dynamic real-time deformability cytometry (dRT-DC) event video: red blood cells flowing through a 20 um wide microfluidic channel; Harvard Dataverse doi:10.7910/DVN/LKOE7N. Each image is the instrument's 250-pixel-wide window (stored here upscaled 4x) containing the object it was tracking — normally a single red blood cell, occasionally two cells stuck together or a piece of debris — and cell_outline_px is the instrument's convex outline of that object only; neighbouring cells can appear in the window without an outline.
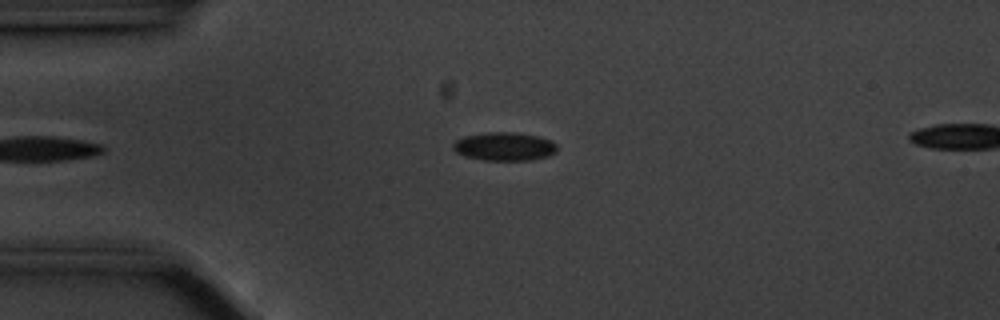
{"species": "common noctule bat (a hibernating species)", "species_latin": "Nyctalus noctula", "temperature_condition": "cold", "stored_images_in_passage": 52, "camera_frame_rate_fps": 3000, "um_per_image_px": 0.085, "animal": {"sex": "male", "body_mass_g": 20.1, "forearm_length_mm": 53.5}, "frame": {"image": 1, "passage_image": 9, "time_ms": 2.667, "image_size_px": [1000, 320], "cell_outline_px": [[556, 152], [548, 156], [532, 160], [484, 160], [464, 156], [456, 152], [452, 148], [452, 144], [456, 140], [464, 136], [488, 132], [516, 132], [536, 136], [552, 140], [556, 144]], "centroid_in_image_um": [42.86, 12.45], "position_along_channel_um": 42.1, "area_um2": 17.28}}
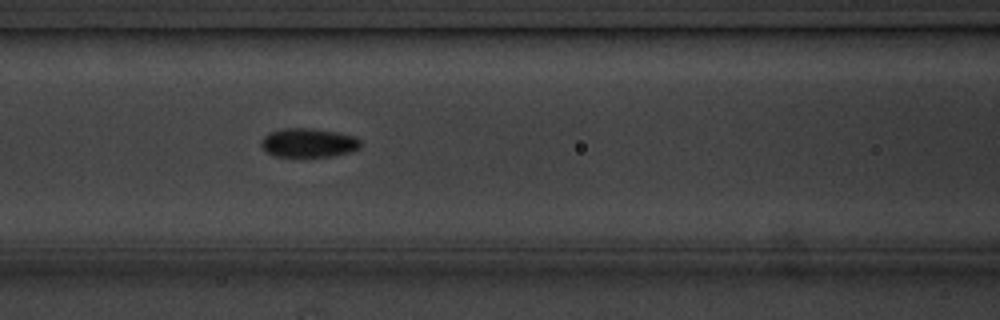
{"frame": {"image": 2, "passage_image": 19, "time_ms": 6.0, "image_size_px": [1000, 320], "cell_outline_px": [[360, 148], [352, 152], [332, 156], [276, 156], [268, 152], [260, 144], [260, 140], [268, 132], [284, 128], [312, 128], [336, 132], [356, 136], [360, 140]], "centroid_in_image_um": [26.24, 12.12], "position_along_channel_um": 140.4, "area_um2": 16.82}}
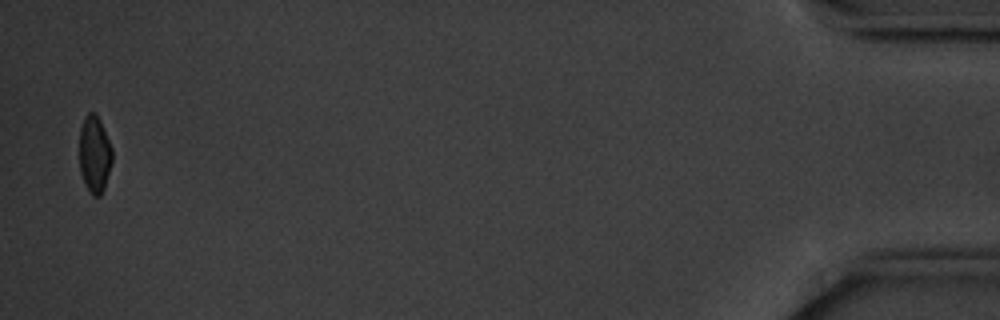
{"frame": {"image": 3, "passage_image": 51, "time_ms": 16.667, "image_size_px": [1000, 320], "cell_outline_px": [[112, 164], [104, 188], [100, 196], [92, 196], [84, 184], [80, 172], [80, 128], [84, 116], [88, 112], [96, 112], [100, 120], [112, 148]], "centroid_in_image_um": [8.03, 13.11], "position_along_channel_um": 427.2, "area_um2": 14.91}}